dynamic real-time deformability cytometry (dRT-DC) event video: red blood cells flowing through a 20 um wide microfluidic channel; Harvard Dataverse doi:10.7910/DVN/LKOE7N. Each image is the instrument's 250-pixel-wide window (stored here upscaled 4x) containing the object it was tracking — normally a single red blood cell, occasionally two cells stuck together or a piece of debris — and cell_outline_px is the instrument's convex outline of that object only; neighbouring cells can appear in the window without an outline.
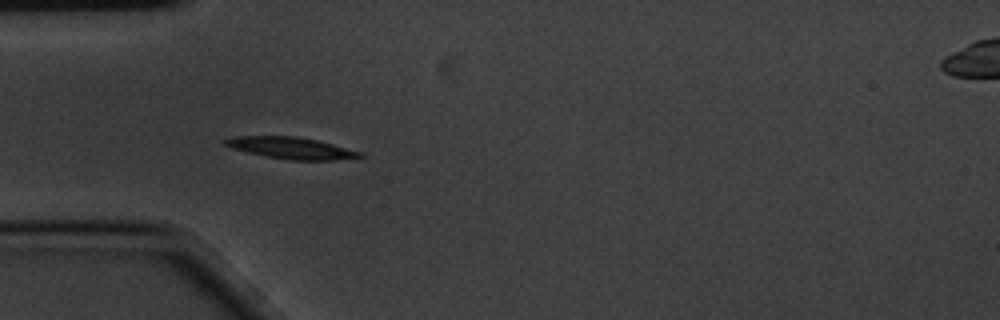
{"species": "common noctule bat (a hibernating species)", "species_latin": "Nyctalus noctula", "temperature_condition": "cold", "stored_images_in_passage": 9, "camera_frame_rate_fps": 3000, "um_per_image_px": 0.085, "animal": {"sex": "male", "body_mass_g": 20.1, "forearm_length_mm": 53.5}, "frame": {"image": 1, "passage_image": 6, "time_ms": 1.667, "image_size_px": [1000, 320], "cell_outline_px": [[364, 156], [336, 160], [292, 160], [264, 156], [232, 148], [224, 144], [220, 140], [236, 136], [296, 136], [316, 140], [364, 152]], "centroid_in_image_um": [24.74, 12.58], "position_along_channel_um": 60.3, "area_um2": 16.99}}
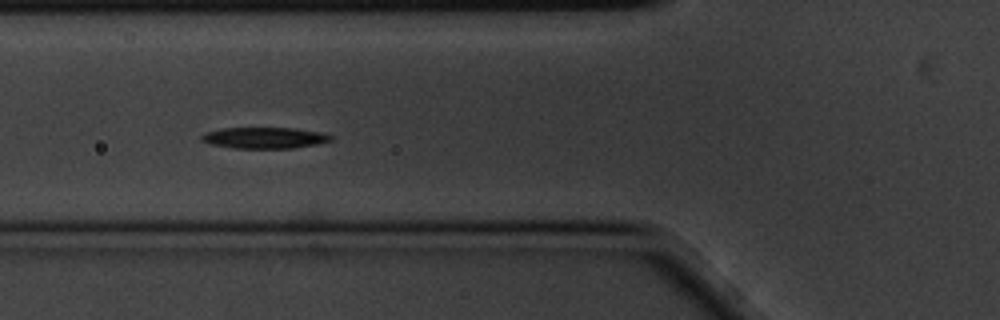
{"frame": {"image": 2, "passage_image": 7, "time_ms": 2.0, "image_size_px": [1000, 320], "cell_outline_px": [[332, 140], [316, 144], [292, 148], [232, 148], [208, 144], [200, 140], [200, 136], [208, 132], [224, 128], [292, 128], [320, 132], [332, 136]], "centroid_in_image_um": [22.44, 11.72], "position_along_channel_um": 103.4, "area_um2": 15.84}}
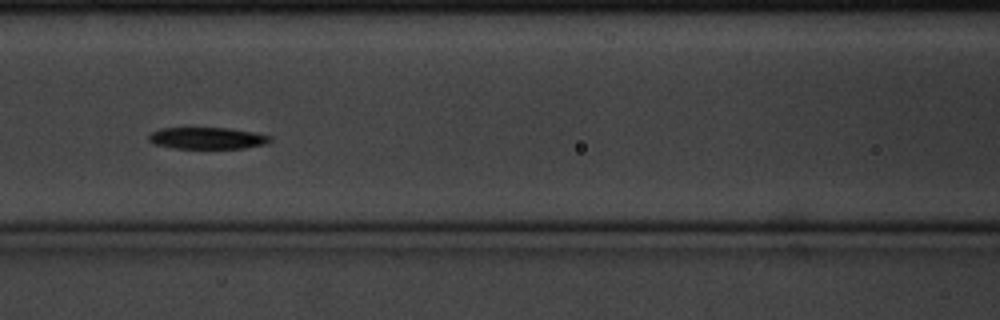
{"frame": {"image": 3, "passage_image": 8, "time_ms": 2.333, "image_size_px": [1000, 320], "cell_outline_px": [[272, 140], [268, 144], [244, 148], [172, 148], [152, 144], [148, 140], [148, 136], [152, 132], [160, 128], [228, 128], [252, 132], [272, 136]], "centroid_in_image_um": [17.61, 11.75], "position_along_channel_um": 149.0, "area_um2": 15.43}}